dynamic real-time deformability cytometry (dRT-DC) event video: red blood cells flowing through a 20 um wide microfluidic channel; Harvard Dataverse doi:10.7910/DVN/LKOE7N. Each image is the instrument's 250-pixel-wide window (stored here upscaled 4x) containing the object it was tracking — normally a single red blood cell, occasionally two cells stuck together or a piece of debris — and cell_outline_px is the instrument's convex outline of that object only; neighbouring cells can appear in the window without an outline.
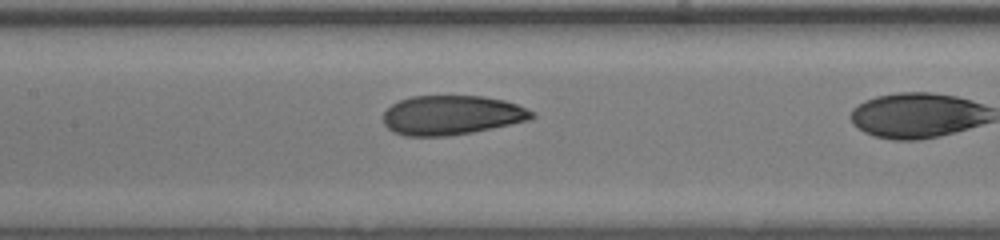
{"species": "human", "species_latin": "Homo sapiens", "temperature_condition": "room temperature", "stored_images_in_passage": 36, "camera_frame_rate_fps": 3000, "um_per_image_px": 0.085, "donor": {"sex": "male"}, "frame": {"image": 1, "passage_image": 21, "time_ms": 6.667, "image_size_px": [1000, 240], "cell_outline_px": [[536, 116], [532, 120], [472, 132], [448, 136], [404, 136], [392, 132], [384, 124], [384, 112], [392, 104], [400, 100], [412, 96], [484, 96], [504, 100], [516, 104], [536, 112]], "centroid_in_image_um": [38.42, 9.79], "position_along_channel_um": 169.0, "area_um2": 34.33}}
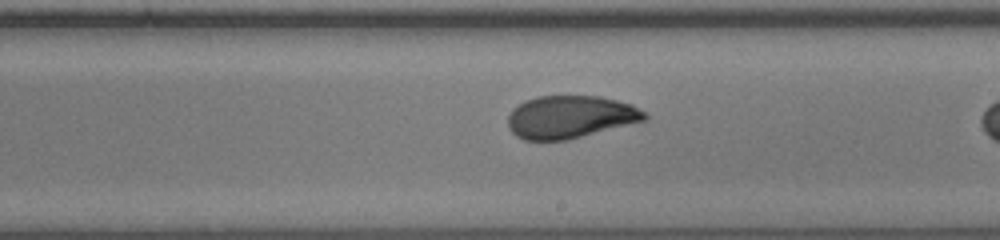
{"frame": {"image": 2, "passage_image": 26, "time_ms": 8.333, "image_size_px": [1000, 240], "cell_outline_px": [[648, 120], [568, 140], [524, 140], [516, 136], [508, 128], [508, 116], [512, 108], [524, 100], [536, 96], [600, 96], [632, 104], [644, 112], [648, 116]], "centroid_in_image_um": [48.46, 9.94], "position_along_channel_um": 240.5, "area_um2": 34.33}}
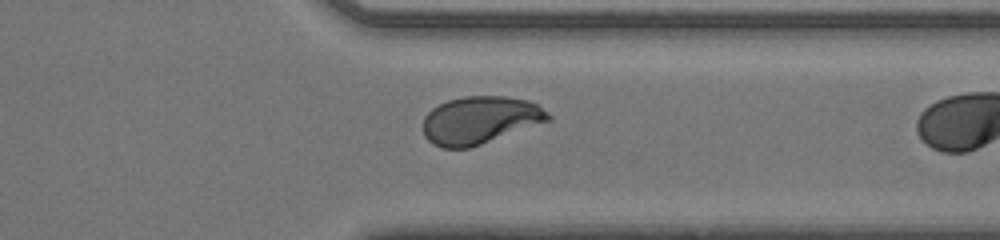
{"frame": {"image": 3, "passage_image": 35, "time_ms": 11.333, "image_size_px": [1000, 240], "cell_outline_px": [[552, 120], [468, 148], [440, 148], [432, 144], [424, 136], [424, 116], [432, 108], [448, 100], [464, 96], [504, 96], [528, 100], [536, 104], [548, 112], [552, 116]], "centroid_in_image_um": [40.8, 10.21], "position_along_channel_um": 370.6, "area_um2": 34.68}}